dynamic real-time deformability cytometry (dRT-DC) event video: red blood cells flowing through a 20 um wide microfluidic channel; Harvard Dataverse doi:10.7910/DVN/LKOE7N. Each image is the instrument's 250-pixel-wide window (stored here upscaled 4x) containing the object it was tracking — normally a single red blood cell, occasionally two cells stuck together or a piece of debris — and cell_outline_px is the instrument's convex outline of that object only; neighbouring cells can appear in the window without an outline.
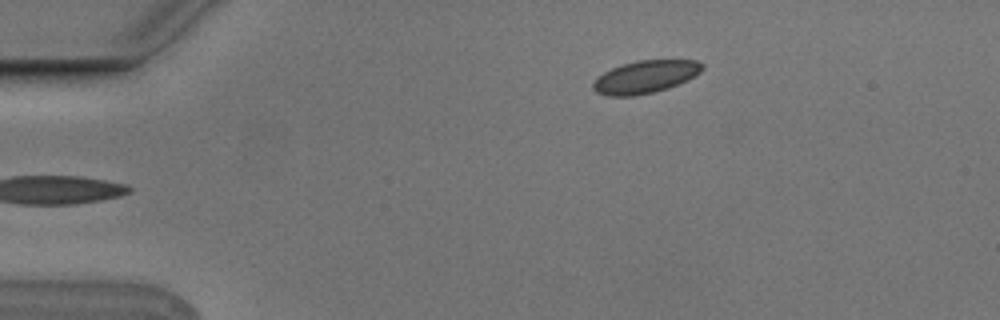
{"species": "Egyptian fruit bat (a non-hibernating species)", "species_latin": "Rousettus aegyptiacus", "temperature_condition": "cold", "stored_images_in_passage": 5, "camera_frame_rate_fps": 3000, "um_per_image_px": 0.085, "animal": {"sex": "male"}, "frame": {"image": 1, "passage_image": 5, "time_ms": 1.333, "image_size_px": [1000, 320], "cell_outline_px": [[704, 68], [700, 72], [688, 80], [668, 88], [636, 96], [608, 96], [596, 92], [592, 88], [592, 84], [604, 72], [612, 68], [636, 60], [696, 60], [704, 64]], "centroid_in_image_um": [54.87, 6.53], "position_along_channel_um": 30.1, "area_um2": 20.69}}